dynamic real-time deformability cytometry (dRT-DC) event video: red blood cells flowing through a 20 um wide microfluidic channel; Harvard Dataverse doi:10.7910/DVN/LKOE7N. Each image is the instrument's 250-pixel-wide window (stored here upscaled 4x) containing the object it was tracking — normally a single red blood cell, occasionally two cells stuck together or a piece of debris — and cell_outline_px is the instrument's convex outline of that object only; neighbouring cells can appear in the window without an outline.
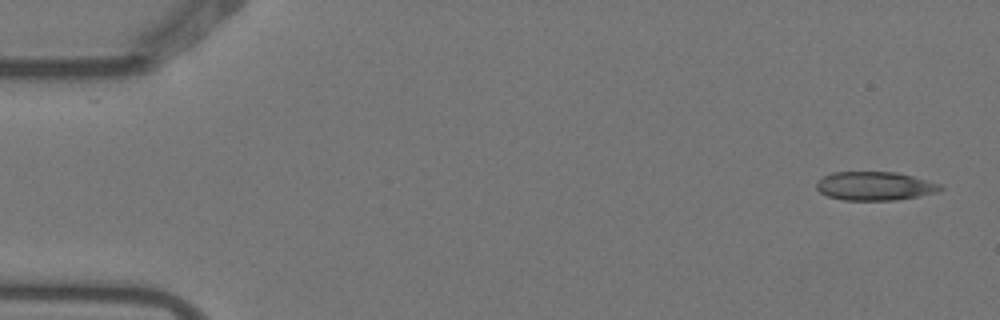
{"species": "Egyptian fruit bat (a non-hibernating species)", "species_latin": "Rousettus aegyptiacus", "temperature_condition": "warm", "stored_images_in_passage": 6, "camera_frame_rate_fps": 3000, "um_per_image_px": 0.085, "animal": {"sex": "female"}, "frame": {"image": 1, "passage_image": 1, "time_ms": 0.0, "image_size_px": [1000, 320], "cell_outline_px": [[944, 188], [936, 192], [896, 200], [844, 200], [828, 196], [820, 192], [816, 188], [816, 180], [832, 172], [896, 172], [912, 176], [940, 184]], "centroid_in_image_um": [74.31, 15.81], "position_along_channel_um": 10.7, "area_um2": 20.58}}
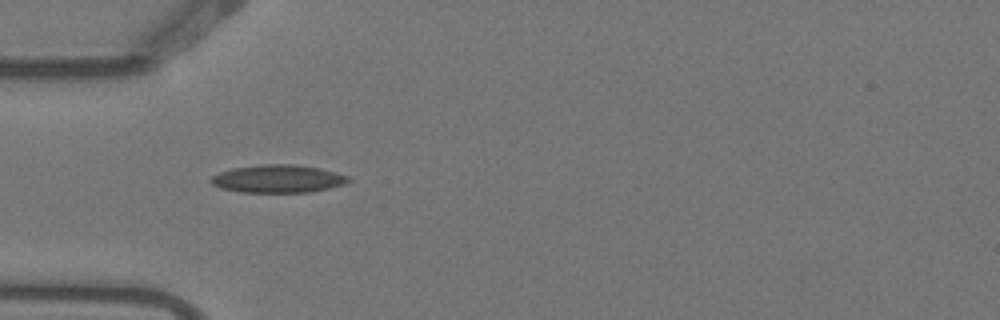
{"frame": {"image": 2, "passage_image": 5, "time_ms": 1.333, "image_size_px": [1000, 320], "cell_outline_px": [[352, 180], [344, 184], [312, 192], [240, 192], [220, 188], [212, 184], [208, 180], [212, 176], [220, 172], [232, 168], [260, 164], [296, 164], [320, 168], [336, 172], [348, 176]], "centroid_in_image_um": [23.62, 15.19], "position_along_channel_um": 61.4, "area_um2": 22.48}}
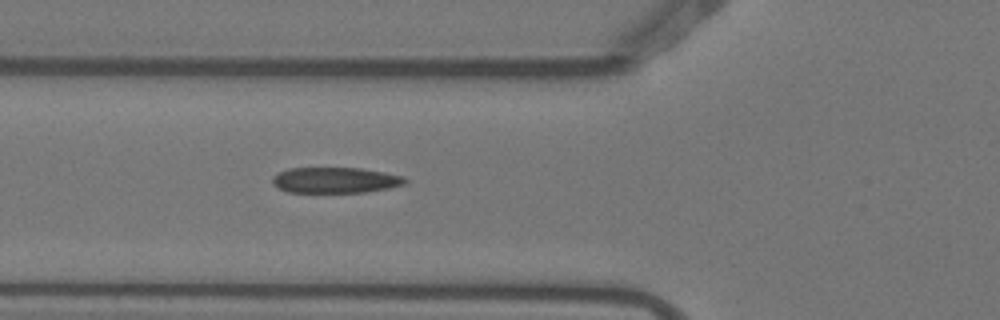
{"frame": {"image": 3, "passage_image": 6, "time_ms": 1.667, "image_size_px": [1000, 320], "cell_outline_px": [[408, 184], [388, 188], [364, 192], [288, 192], [276, 188], [272, 184], [272, 176], [288, 168], [360, 168], [384, 172], [404, 176], [408, 180]], "centroid_in_image_um": [28.5, 15.31], "position_along_channel_um": 97.3, "area_um2": 20.06}}